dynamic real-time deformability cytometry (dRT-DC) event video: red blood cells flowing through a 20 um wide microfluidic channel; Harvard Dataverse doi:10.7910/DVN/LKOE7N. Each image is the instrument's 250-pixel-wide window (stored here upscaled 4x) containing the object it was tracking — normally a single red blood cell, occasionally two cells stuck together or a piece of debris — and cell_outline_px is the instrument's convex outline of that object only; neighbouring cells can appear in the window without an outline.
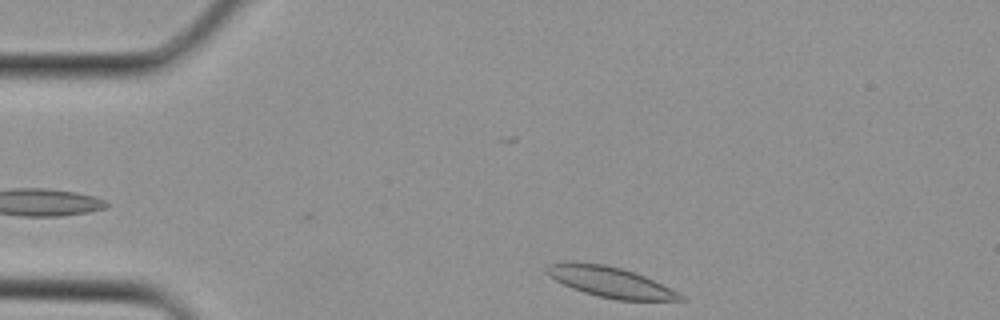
{"species": "Egyptian fruit bat (a non-hibernating species)", "species_latin": "Rousettus aegyptiacus", "temperature_condition": "cold", "stored_images_in_passage": 2, "camera_frame_rate_fps": 3000, "um_per_image_px": 0.085, "animal": {"sex": "female"}, "frame": {"image": 1, "passage_image": 2, "time_ms": 0.333, "image_size_px": [1000, 320], "cell_outline_px": [[688, 300], [616, 300], [584, 292], [572, 288], [556, 280], [544, 268], [548, 264], [604, 264], [620, 268], [644, 276], [684, 296]], "centroid_in_image_um": [51.93, 24.01], "position_along_channel_um": 33.1, "area_um2": 22.54}}